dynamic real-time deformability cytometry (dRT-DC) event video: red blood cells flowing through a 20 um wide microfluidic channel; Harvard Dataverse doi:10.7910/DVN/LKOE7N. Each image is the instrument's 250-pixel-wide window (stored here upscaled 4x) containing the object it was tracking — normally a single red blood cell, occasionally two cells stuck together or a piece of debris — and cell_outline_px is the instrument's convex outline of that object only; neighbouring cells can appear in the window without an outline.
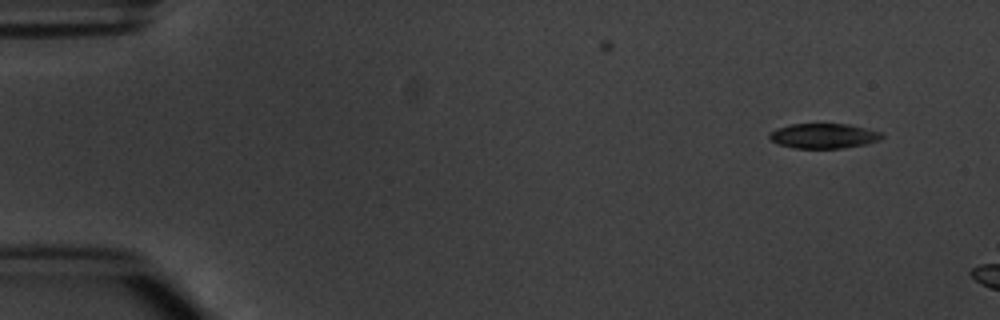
{"species": "common noctule bat (a hibernating species)", "species_latin": "Nyctalus noctula", "temperature_condition": "warm", "stored_images_in_passage": 4, "camera_frame_rate_fps": 3000, "um_per_image_px": 0.085, "animal": {"sex": "male", "body_mass_g": 20.1, "forearm_length_mm": 53.5}, "frame": {"image": 1, "passage_image": 2, "time_ms": 1.333, "image_size_px": [1000, 320], "cell_outline_px": [[884, 136], [880, 140], [864, 144], [840, 148], [792, 148], [780, 144], [772, 140], [768, 136], [776, 128], [788, 124], [848, 124], [880, 132]], "centroid_in_image_um": [69.99, 11.55], "position_along_channel_um": 15.0, "area_um2": 16.13}}